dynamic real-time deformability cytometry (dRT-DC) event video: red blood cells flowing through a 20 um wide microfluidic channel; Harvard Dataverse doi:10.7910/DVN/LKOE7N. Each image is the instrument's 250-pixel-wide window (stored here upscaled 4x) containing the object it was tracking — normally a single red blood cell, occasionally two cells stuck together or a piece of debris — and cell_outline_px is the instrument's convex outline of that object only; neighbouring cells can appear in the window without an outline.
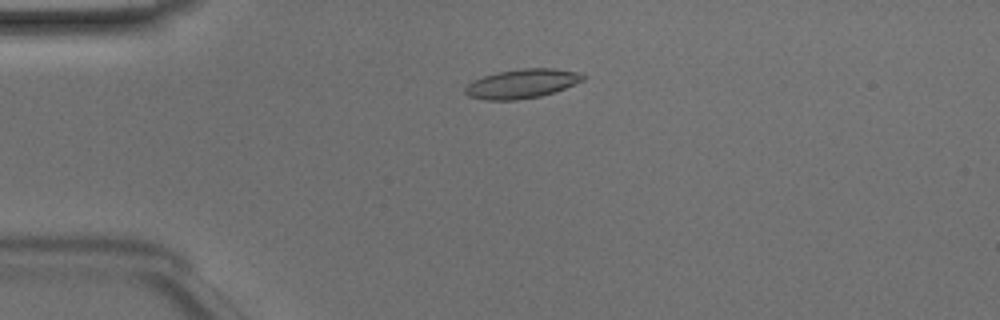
{"species": "Egyptian fruit bat (a non-hibernating species)", "species_latin": "Rousettus aegyptiacus", "temperature_condition": "room temperature", "stored_images_in_passage": 49, "camera_frame_rate_fps": 3000, "um_per_image_px": 0.085, "animal": {"sex": "male"}, "frame": {"image": 1, "passage_image": 12, "time_ms": 3.667, "image_size_px": [1000, 320], "cell_outline_px": [[588, 76], [584, 80], [564, 88], [540, 96], [516, 100], [484, 100], [468, 96], [464, 92], [464, 88], [472, 80], [484, 76], [500, 72], [524, 68], [552, 68], [576, 72]], "centroid_in_image_um": [44.34, 7.12], "position_along_channel_um": 40.7, "area_um2": 19.88}}
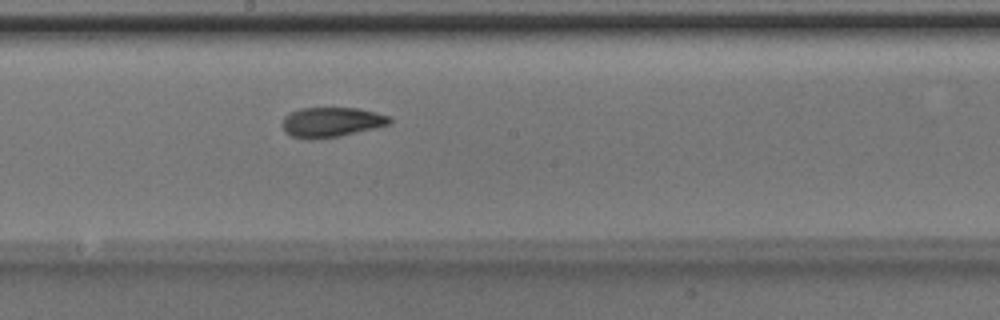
{"frame": {"image": 2, "passage_image": 27, "time_ms": 8.667, "image_size_px": [1000, 320], "cell_outline_px": [[392, 120], [388, 124], [376, 128], [340, 136], [320, 140], [304, 140], [292, 136], [284, 132], [280, 124], [284, 116], [300, 108], [356, 108], [376, 112], [392, 116]], "centroid_in_image_um": [28.13, 10.4], "position_along_channel_um": 220.1, "area_um2": 19.13}}
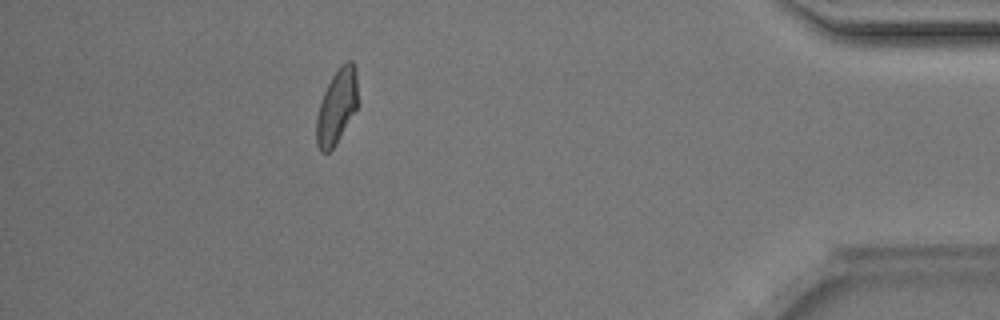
{"frame": {"image": 3, "passage_image": 44, "time_ms": 14.333, "image_size_px": [1000, 320], "cell_outline_px": [[356, 108], [332, 148], [328, 152], [320, 152], [316, 144], [316, 116], [320, 100], [332, 76], [348, 60], [352, 60], [356, 68]], "centroid_in_image_um": [28.58, 9.06], "position_along_channel_um": 406.6, "area_um2": 17.4}, "authors_computed_cell_mechanics": {"area_um2": 18.7272, "velocity_mm_per_s": 4.1605, "shape_relaxation_time_tau1_ms": 10.2233, "shape_relaxation_time_tau2_ms": 1.7444, "deformation_change_tau1": 0.23, "deformation_change_tau2": 0.0685}}